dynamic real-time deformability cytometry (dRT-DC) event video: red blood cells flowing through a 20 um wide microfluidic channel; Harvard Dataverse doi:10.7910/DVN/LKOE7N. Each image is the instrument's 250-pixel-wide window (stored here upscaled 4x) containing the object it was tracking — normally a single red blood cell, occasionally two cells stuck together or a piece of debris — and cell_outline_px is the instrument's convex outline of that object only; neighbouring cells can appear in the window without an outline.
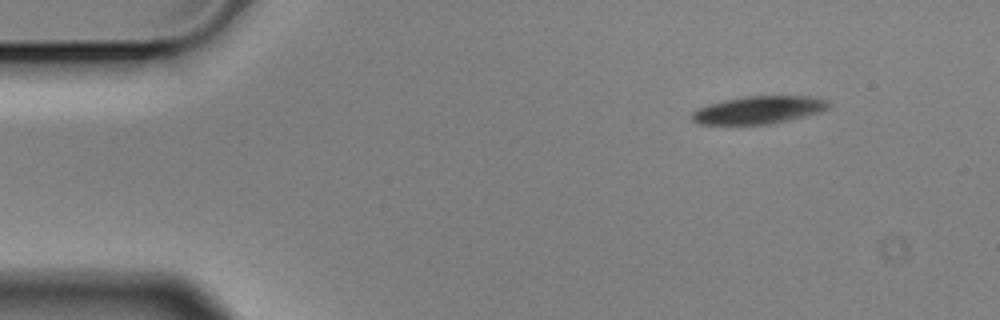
{"species": "Egyptian fruit bat (a non-hibernating species)", "species_latin": "Rousettus aegyptiacus", "temperature_condition": "cold", "stored_images_in_passage": 3, "segment_of_instrument_passage": [2, 2], "camera_frame_rate_fps": 3000, "um_per_image_px": 0.085, "animal": {"sex": "male"}, "frame": {"image": 1, "passage_image": 3, "time_ms": 0.667, "image_size_px": [1000, 320], "cell_outline_px": [[832, 104], [828, 108], [820, 112], [788, 120], [768, 124], [696, 124], [688, 116], [696, 108], [708, 104], [724, 100], [744, 96], [812, 96], [828, 100]], "centroid_in_image_um": [64.45, 9.34], "position_along_channel_um": 20.5, "area_um2": 22.25}}